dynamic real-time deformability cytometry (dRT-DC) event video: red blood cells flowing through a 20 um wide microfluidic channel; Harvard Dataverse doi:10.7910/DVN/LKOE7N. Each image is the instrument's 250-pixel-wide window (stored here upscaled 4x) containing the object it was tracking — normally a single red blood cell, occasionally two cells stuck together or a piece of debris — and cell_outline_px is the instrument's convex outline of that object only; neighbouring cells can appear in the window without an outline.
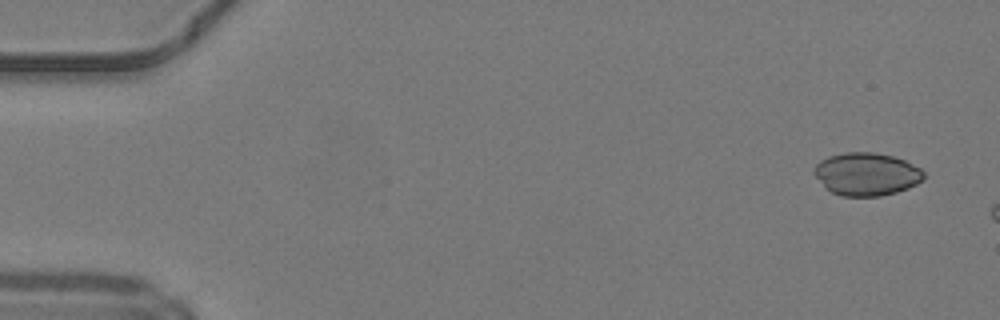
{"species": "common noctule bat (a hibernating species)", "species_latin": "Nyctalus noctula", "temperature_condition": "warm", "stored_images_in_passage": 8, "camera_frame_rate_fps": 3000, "um_per_image_px": 0.085, "animal": {"sex": "male", "body_mass_g": 19.2, "forearm_length_mm": 51.8}, "frame": {"image": 1, "passage_image": 3, "time_ms": 0.667, "image_size_px": [1000, 320], "cell_outline_px": [[924, 180], [908, 188], [896, 192], [880, 196], [840, 196], [824, 188], [812, 172], [816, 164], [820, 160], [828, 156], [844, 152], [876, 152], [892, 156], [904, 160], [920, 168], [924, 172]], "centroid_in_image_um": [73.63, 14.8], "position_along_channel_um": 11.4, "area_um2": 27.63}}